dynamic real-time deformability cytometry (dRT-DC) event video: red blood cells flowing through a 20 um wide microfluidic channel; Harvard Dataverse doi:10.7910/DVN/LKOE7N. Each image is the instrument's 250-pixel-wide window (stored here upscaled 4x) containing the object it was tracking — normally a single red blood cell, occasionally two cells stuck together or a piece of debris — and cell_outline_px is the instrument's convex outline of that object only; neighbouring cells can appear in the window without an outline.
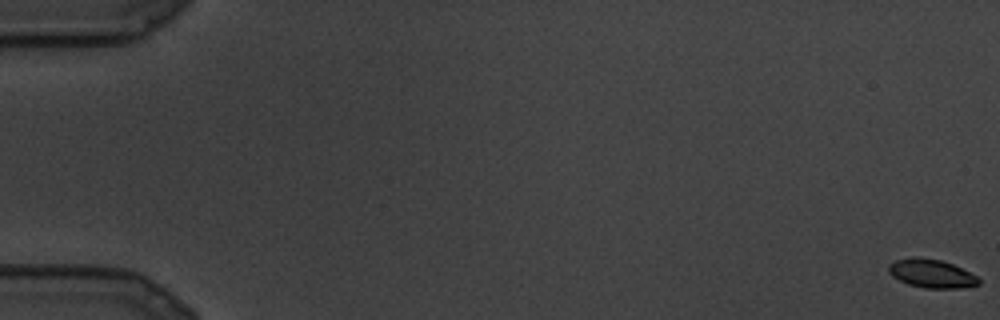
{"species": "common noctule bat (a hibernating species)", "species_latin": "Nyctalus noctula", "temperature_condition": "cold", "stored_images_in_passage": 15, "camera_frame_rate_fps": 3000, "um_per_image_px": 0.085, "animal": {"sex": "male", "body_mass_g": 19.5, "forearm_length_mm": 54.6}, "frame": {"image": 1, "passage_image": 1, "time_ms": 0.0, "image_size_px": [1000, 320], "cell_outline_px": [[980, 284], [960, 288], [924, 288], [908, 284], [892, 276], [888, 272], [888, 264], [896, 260], [916, 256], [940, 260], [952, 264], [976, 276], [980, 280]], "centroid_in_image_um": [79.14, 23.25], "position_along_channel_um": 5.9, "area_um2": 14.85}}
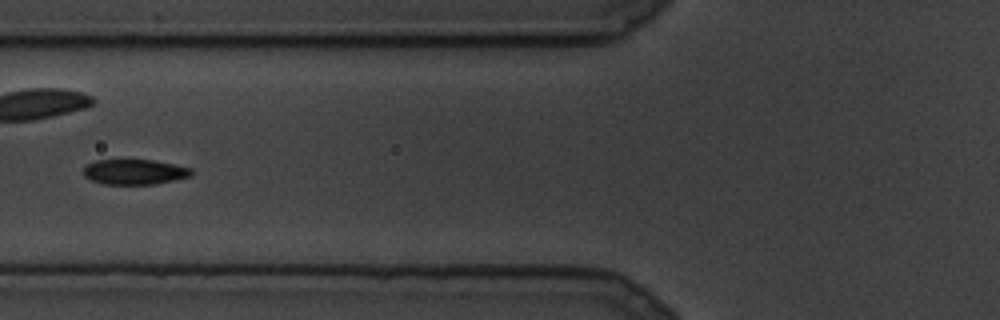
{"frame": {"image": 2, "passage_image": 12, "time_ms": 3.667, "image_size_px": [1000, 320], "cell_outline_px": [[192, 176], [176, 180], [152, 184], [104, 184], [92, 180], [84, 176], [84, 168], [92, 160], [124, 156], [152, 160], [192, 168]], "centroid_in_image_um": [11.39, 14.55], "position_along_channel_um": 114.4, "area_um2": 16.65}}
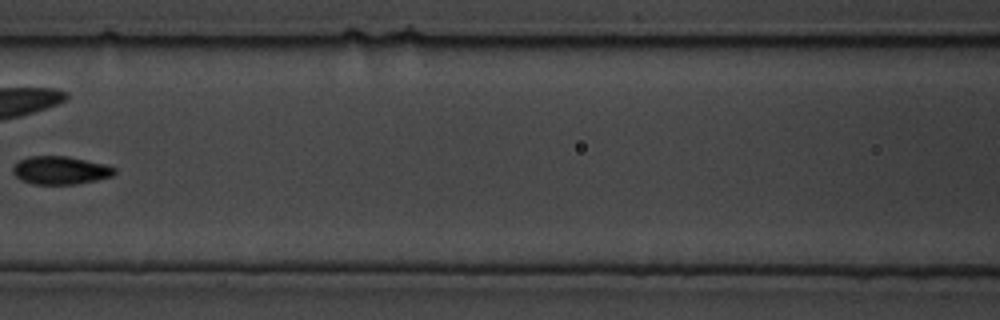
{"frame": {"image": 3, "passage_image": 14, "time_ms": 4.333, "image_size_px": [1000, 320], "cell_outline_px": [[116, 172], [112, 176], [96, 180], [72, 184], [32, 184], [20, 180], [12, 172], [12, 168], [20, 160], [28, 156], [68, 156], [104, 164], [116, 168]], "centroid_in_image_um": [5.11, 14.47], "position_along_channel_um": 161.5, "area_um2": 16.59}}